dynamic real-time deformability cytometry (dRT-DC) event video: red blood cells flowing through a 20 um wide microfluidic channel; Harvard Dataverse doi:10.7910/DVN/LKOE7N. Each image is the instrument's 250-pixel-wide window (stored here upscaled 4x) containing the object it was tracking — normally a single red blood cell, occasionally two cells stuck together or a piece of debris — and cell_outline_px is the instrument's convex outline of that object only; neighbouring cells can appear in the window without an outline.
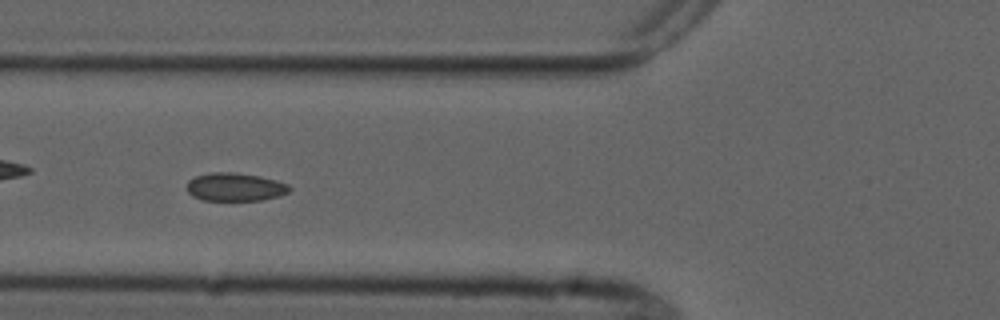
{"species": "common noctule bat (a hibernating species)", "species_latin": "Nyctalus noctula", "temperature_condition": "cold", "stored_images_in_passage": 10, "camera_frame_rate_fps": 3000, "um_per_image_px": 0.085, "animal": {"sex": "male", "forearm_length_mm": 52.5}, "frame": {"image": 1, "passage_image": 5, "time_ms": 4.667, "image_size_px": [1000, 320], "cell_outline_px": [[292, 188], [288, 192], [280, 196], [264, 200], [204, 200], [192, 196], [188, 192], [188, 180], [196, 176], [212, 172], [236, 172], [260, 176], [276, 180], [288, 184]], "centroid_in_image_um": [20.01, 15.89], "position_along_channel_um": 105.8, "area_um2": 16.94}}
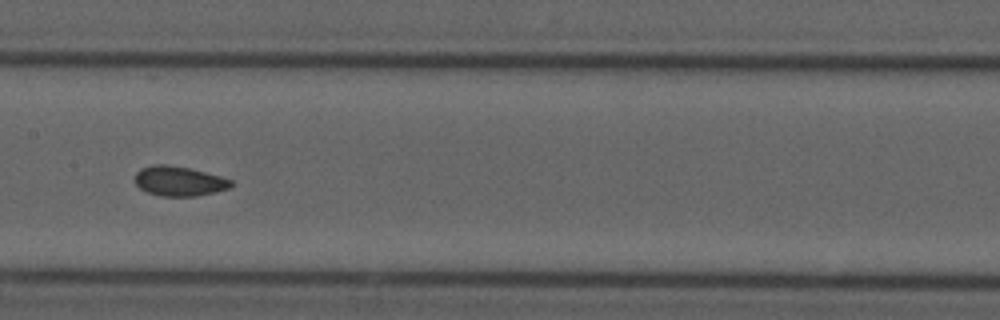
{"frame": {"image": 2, "passage_image": 7, "time_ms": 7.0, "image_size_px": [1000, 320], "cell_outline_px": [[232, 184], [228, 188], [216, 192], [196, 196], [160, 196], [148, 192], [140, 188], [136, 184], [136, 172], [140, 168], [152, 164], [168, 164], [188, 168], [220, 176], [232, 180]], "centroid_in_image_um": [15.2, 15.39], "position_along_channel_um": 192.2, "area_um2": 16.59}}
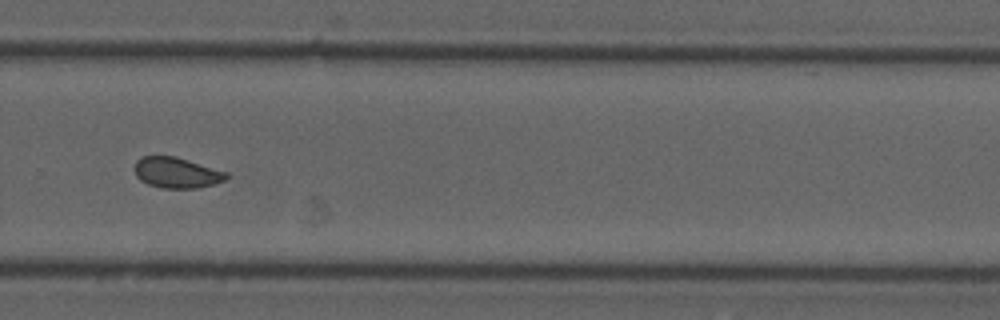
{"frame": {"image": 3, "passage_image": 10, "time_ms": 10.333, "image_size_px": [1000, 320], "cell_outline_px": [[228, 176], [224, 180], [216, 184], [200, 188], [164, 188], [148, 184], [140, 180], [136, 176], [136, 160], [140, 156], [176, 156], [228, 172]], "centroid_in_image_um": [15.04, 14.68], "position_along_channel_um": 314.8, "area_um2": 16.47}}